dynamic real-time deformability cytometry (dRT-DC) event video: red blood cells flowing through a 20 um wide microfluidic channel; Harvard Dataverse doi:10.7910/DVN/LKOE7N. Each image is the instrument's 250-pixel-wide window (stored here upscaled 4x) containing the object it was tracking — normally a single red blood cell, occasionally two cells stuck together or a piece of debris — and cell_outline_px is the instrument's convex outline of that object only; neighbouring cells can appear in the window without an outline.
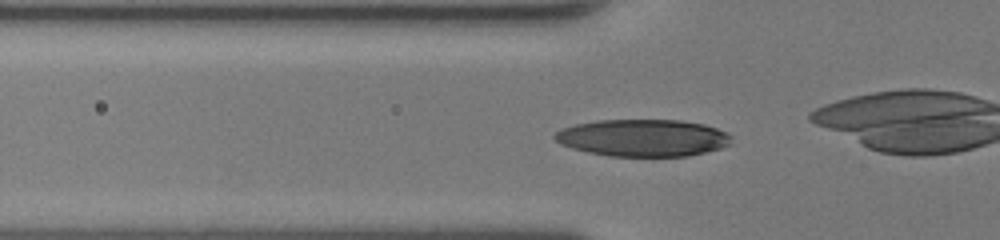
{"species": "human", "species_latin": "Homo sapiens", "temperature_condition": "room temperature", "stored_images_in_passage": 25, "camera_frame_rate_fps": 3000, "um_per_image_px": 0.085, "donor": {"sex": "female"}, "frame": {"image": 1, "passage_image": 3, "time_ms": 0.667, "image_size_px": [1000, 240], "cell_outline_px": [[732, 144], [720, 148], [688, 156], [608, 156], [588, 152], [572, 148], [560, 144], [552, 136], [560, 128], [576, 124], [596, 120], [680, 120], [704, 124], [716, 128], [732, 136]], "centroid_in_image_um": [54.63, 11.71], "position_along_channel_um": 71.2, "area_um2": 38.32}}
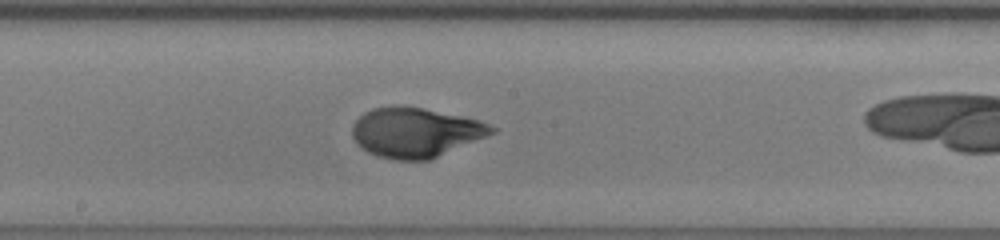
{"frame": {"image": 2, "passage_image": 13, "time_ms": 4.0, "image_size_px": [1000, 240], "cell_outline_px": [[496, 132], [428, 160], [392, 160], [376, 156], [360, 148], [356, 144], [352, 136], [352, 124], [364, 112], [372, 108], [420, 108], [464, 116], [480, 120], [496, 128]], "centroid_in_image_um": [35.29, 11.28], "position_along_channel_um": 212.9, "area_um2": 39.82}}
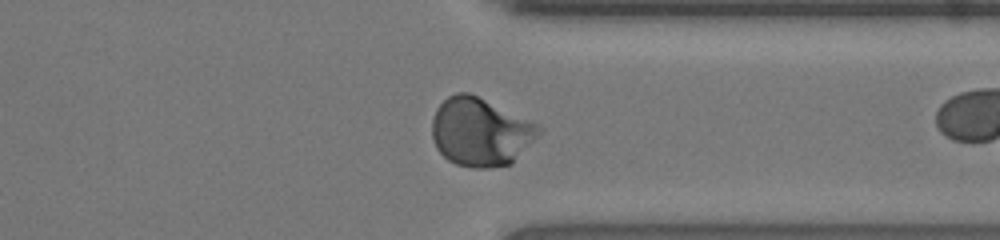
{"frame": {"image": 3, "passage_image": 24, "time_ms": 7.667, "image_size_px": [1000, 240], "cell_outline_px": [[544, 128], [512, 164], [492, 168], [472, 168], [456, 164], [448, 160], [436, 148], [432, 140], [432, 120], [436, 108], [448, 96], [456, 92], [468, 92], [540, 124]], "centroid_in_image_um": [40.84, 11.22], "position_along_channel_um": 370.6, "area_um2": 42.71}}